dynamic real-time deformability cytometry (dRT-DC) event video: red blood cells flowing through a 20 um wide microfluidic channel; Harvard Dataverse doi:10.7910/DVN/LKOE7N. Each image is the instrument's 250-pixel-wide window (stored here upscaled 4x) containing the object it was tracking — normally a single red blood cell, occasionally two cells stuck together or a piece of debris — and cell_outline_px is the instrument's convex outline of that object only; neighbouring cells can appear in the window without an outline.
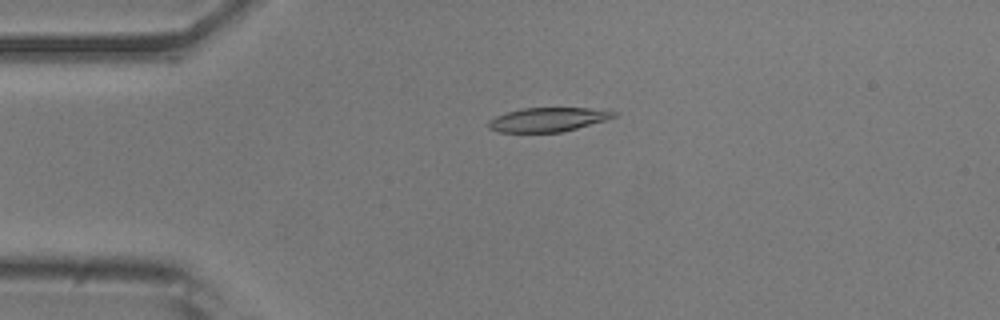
{"species": "common noctule bat (a hibernating species)", "species_latin": "Nyctalus noctula", "temperature_condition": "room temperature", "stored_images_in_passage": 52, "camera_frame_rate_fps": 3000, "um_per_image_px": 0.085, "animal": {"sex": "male", "body_mass_g": 20.5, "forearm_length_mm": 52.5}, "frame": {"image": 1, "passage_image": 12, "time_ms": 3.667, "image_size_px": [1000, 320], "cell_outline_px": [[620, 112], [616, 116], [608, 120], [560, 132], [496, 132], [488, 128], [488, 120], [496, 116], [520, 108], [588, 108]], "centroid_in_image_um": [46.57, 10.16], "position_along_channel_um": 38.4, "area_um2": 17.63}}
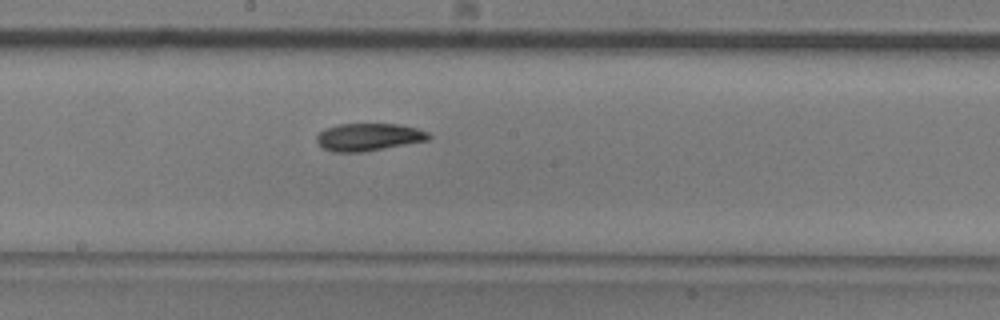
{"frame": {"image": 2, "passage_image": 28, "time_ms": 9.0, "image_size_px": [1000, 320], "cell_outline_px": [[432, 136], [428, 140], [364, 152], [332, 152], [320, 148], [316, 140], [316, 136], [324, 128], [340, 124], [400, 124], [416, 128], [428, 132]], "centroid_in_image_um": [31.29, 11.65], "position_along_channel_um": 216.9, "area_um2": 18.15}}
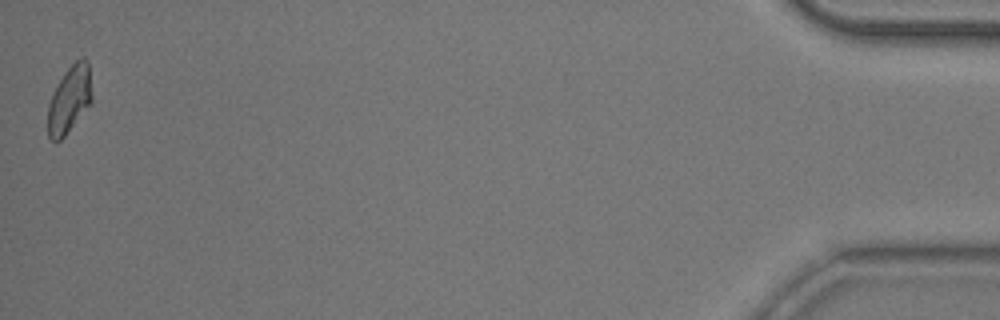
{"frame": {"image": 3, "passage_image": 52, "time_ms": 17.0, "image_size_px": [1000, 320], "cell_outline_px": [[92, 100], [64, 136], [60, 140], [52, 140], [48, 136], [48, 104], [64, 72], [80, 56], [84, 56], [88, 60], [92, 96]], "centroid_in_image_um": [5.91, 8.4], "position_along_channel_um": 429.3, "area_um2": 16.82}, "authors_computed_cell_mechanics": {"area_um2": 18.1492, "velocity_mm_per_s": 3.8679, "shape_relaxation_time_tau1_ms": 4.8333, "shape_relaxation_time_tau2_ms": 7.8257, "deformation_change_tau1": 0.154, "deformation_change_tau2": 0.1421}}